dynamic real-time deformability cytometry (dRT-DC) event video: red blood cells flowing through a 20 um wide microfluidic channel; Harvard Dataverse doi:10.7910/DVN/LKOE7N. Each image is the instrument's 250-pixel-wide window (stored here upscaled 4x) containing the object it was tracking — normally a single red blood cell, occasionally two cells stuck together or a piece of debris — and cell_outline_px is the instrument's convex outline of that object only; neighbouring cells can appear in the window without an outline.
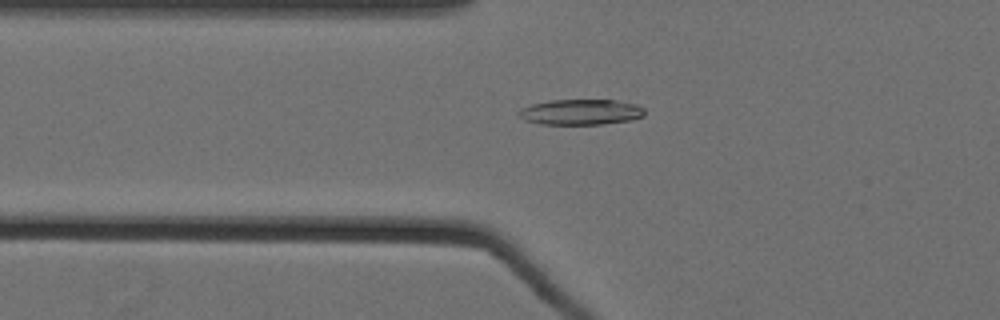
{"species": "Egyptian fruit bat (a non-hibernating species)", "species_latin": "Rousettus aegyptiacus", "temperature_condition": "cold", "stored_images_in_passage": 62, "camera_frame_rate_fps": 3000, "um_per_image_px": 0.085, "animal": {"sex": "female"}, "frame": {"image": 1, "passage_image": 26, "time_ms": 8.333, "image_size_px": [1000, 320], "cell_outline_px": [[644, 116], [628, 120], [600, 124], [540, 124], [524, 120], [516, 112], [520, 108], [532, 104], [552, 100], [620, 100], [636, 104], [644, 108]], "centroid_in_image_um": [49.35, 9.51], "position_along_channel_um": 76.5, "area_um2": 18.73}}
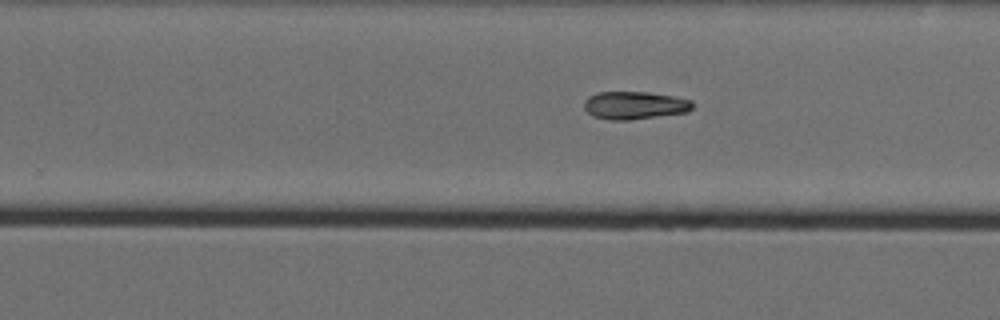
{"frame": {"image": 2, "passage_image": 43, "time_ms": 14.0, "image_size_px": [1000, 320], "cell_outline_px": [[692, 108], [688, 112], [628, 120], [608, 120], [592, 116], [584, 108], [584, 100], [588, 96], [596, 92], [648, 92], [676, 96], [692, 100]], "centroid_in_image_um": [53.92, 8.94], "position_along_channel_um": 275.9, "area_um2": 17.74}}
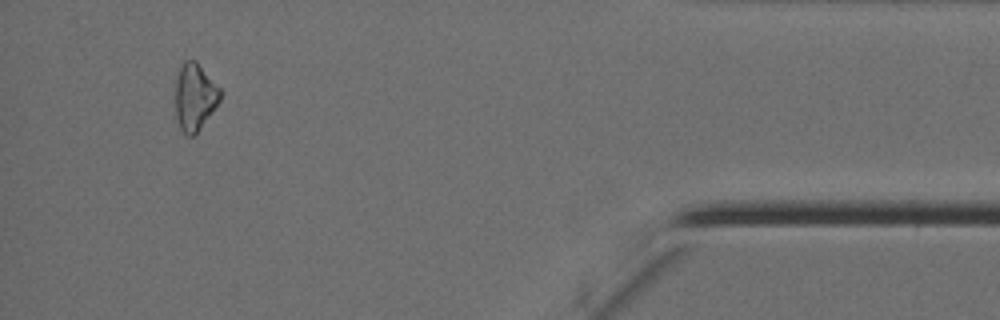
{"frame": {"image": 3, "passage_image": 59, "time_ms": 19.333, "image_size_px": [1000, 320], "cell_outline_px": [[224, 92], [220, 100], [200, 128], [192, 136], [188, 136], [180, 128], [176, 120], [176, 76], [184, 60], [196, 60]], "centroid_in_image_um": [16.57, 8.21], "position_along_channel_um": 418.6, "area_um2": 17.51}}